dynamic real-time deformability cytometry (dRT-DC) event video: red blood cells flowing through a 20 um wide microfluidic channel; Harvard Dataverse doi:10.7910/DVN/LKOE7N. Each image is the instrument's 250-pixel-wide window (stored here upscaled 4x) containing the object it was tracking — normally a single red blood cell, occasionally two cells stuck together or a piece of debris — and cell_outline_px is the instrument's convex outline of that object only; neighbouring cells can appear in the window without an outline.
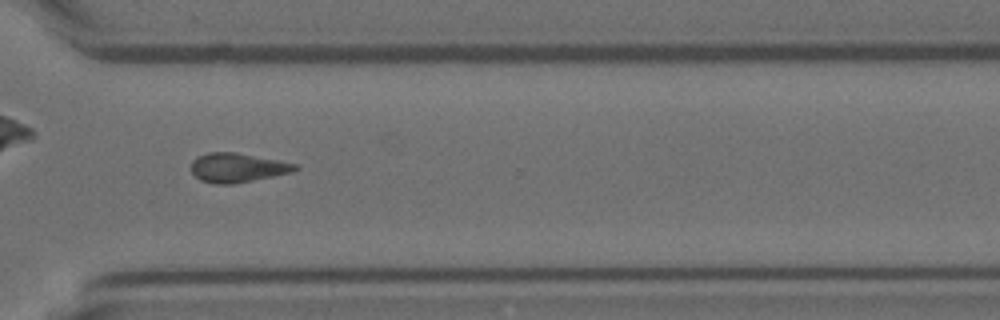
{"species": "Egyptian fruit bat (a non-hibernating species)", "species_latin": "Rousettus aegyptiacus", "temperature_condition": "room temperature", "stored_images_in_passage": 50, "camera_frame_rate_fps": 3000, "um_per_image_px": 0.085, "animal": {"sex": "female"}, "frame": {"image": 1, "passage_image": 36, "time_ms": 11.667, "image_size_px": [1000, 320], "cell_outline_px": [[300, 168], [292, 172], [232, 184], [216, 184], [200, 180], [192, 172], [192, 160], [196, 156], [208, 152], [236, 152], [296, 164]], "centroid_in_image_um": [20.15, 14.24], "position_along_channel_um": 350.5, "area_um2": 17.51}}